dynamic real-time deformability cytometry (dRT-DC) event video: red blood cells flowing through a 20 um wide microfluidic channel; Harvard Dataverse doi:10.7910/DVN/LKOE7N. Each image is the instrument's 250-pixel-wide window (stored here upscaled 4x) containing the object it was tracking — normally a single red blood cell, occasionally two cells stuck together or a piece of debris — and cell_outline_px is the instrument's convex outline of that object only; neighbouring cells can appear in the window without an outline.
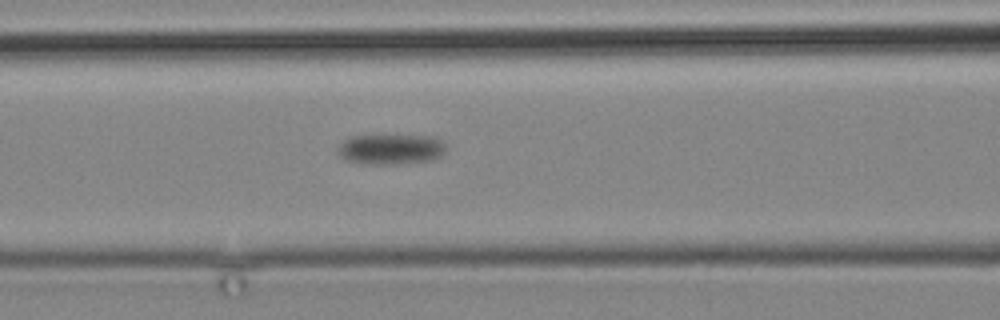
{"species": "common noctule bat (a hibernating species)", "species_latin": "Nyctalus noctula", "temperature_condition": "cold", "stored_images_in_passage": 5, "camera_frame_rate_fps": 3000, "um_per_image_px": 0.085, "animal": {"sex": "male", "body_mass_g": 19.2, "forearm_length_mm": 51.8}, "frame": {"image": 1, "passage_image": 5, "time_ms": 4.667, "image_size_px": [1000, 320], "cell_outline_px": [[448, 144], [444, 152], [440, 156], [432, 160], [396, 164], [372, 164], [344, 160], [336, 152], [336, 148], [348, 136], [432, 136]], "centroid_in_image_um": [33.21, 12.68], "position_along_channel_um": 133.4, "area_um2": 19.19}}